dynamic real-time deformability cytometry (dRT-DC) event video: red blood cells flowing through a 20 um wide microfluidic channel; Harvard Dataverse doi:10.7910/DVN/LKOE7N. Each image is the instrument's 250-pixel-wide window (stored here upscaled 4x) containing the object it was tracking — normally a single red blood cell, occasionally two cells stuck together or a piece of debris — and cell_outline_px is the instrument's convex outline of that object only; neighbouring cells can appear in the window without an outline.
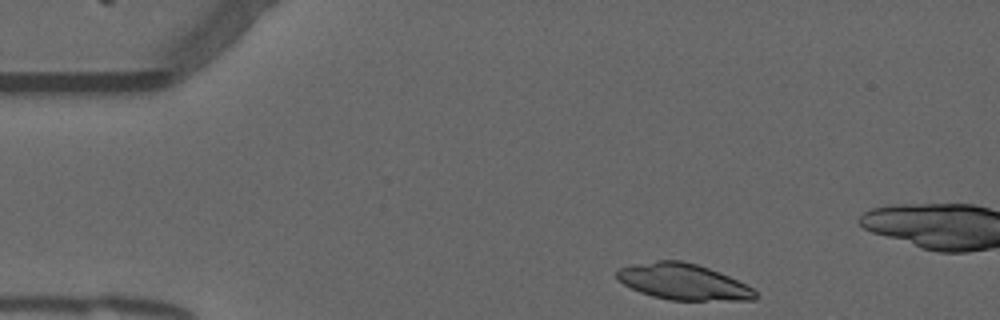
{"species": "common noctule bat (a hibernating species)", "species_latin": "Nyctalus noctula", "temperature_condition": "warm", "stored_images_in_passage": 29, "camera_frame_rate_fps": 3000, "um_per_image_px": 0.085, "animal": {"sex": "male", "forearm_length_mm": 52.5}, "frame": {"image": 1, "passage_image": 1, "time_ms": 0.0, "image_size_px": [1000, 320], "cell_outline_px": [[756, 300], [672, 300], [652, 296], [640, 292], [624, 284], [616, 276], [616, 272], [620, 268], [636, 264], [656, 260], [680, 260], [696, 264], [708, 268], [728, 276], [752, 288], [756, 292]], "centroid_in_image_um": [58.07, 23.95], "position_along_channel_um": 26.9, "area_um2": 28.67}}